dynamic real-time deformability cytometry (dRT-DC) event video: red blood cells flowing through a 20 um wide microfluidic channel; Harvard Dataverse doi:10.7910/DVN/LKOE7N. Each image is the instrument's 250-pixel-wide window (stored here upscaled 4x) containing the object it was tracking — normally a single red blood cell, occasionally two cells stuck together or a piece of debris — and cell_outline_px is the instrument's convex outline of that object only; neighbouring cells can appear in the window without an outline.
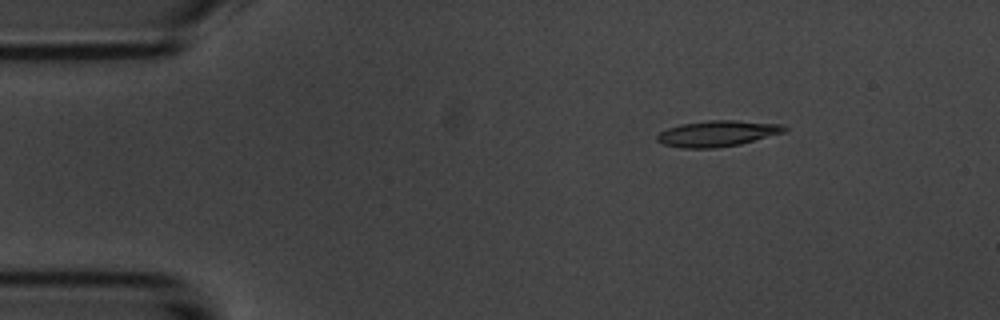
{"species": "common noctule bat (a hibernating species)", "species_latin": "Nyctalus noctula", "temperature_condition": "room temperature", "stored_images_in_passage": 6, "camera_frame_rate_fps": 3000, "um_per_image_px": 0.085, "animal": {"sex": "male", "body_mass_g": 20.1, "forearm_length_mm": 53.5}, "frame": {"image": 1, "passage_image": 3, "time_ms": 2.333, "image_size_px": [1000, 320], "cell_outline_px": [[788, 128], [784, 132], [740, 144], [716, 148], [680, 148], [664, 144], [656, 140], [656, 136], [660, 132], [668, 128], [680, 124], [708, 120], [736, 120], [784, 124]], "centroid_in_image_um": [60.98, 11.34], "position_along_channel_um": 24.0, "area_um2": 19.31}}
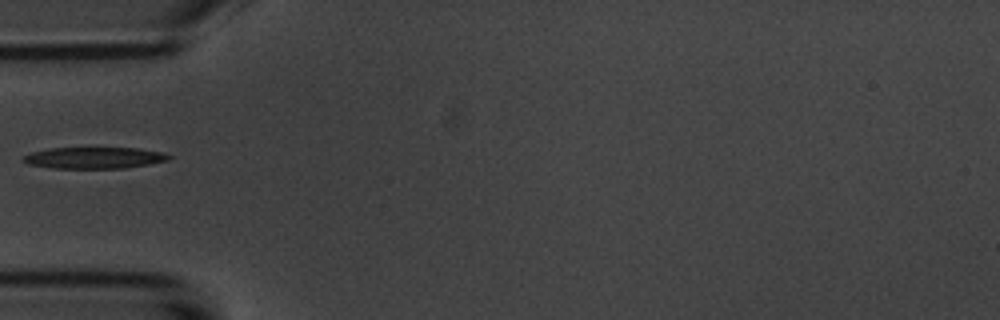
{"frame": {"image": 2, "passage_image": 6, "time_ms": 5.667, "image_size_px": [1000, 320], "cell_outline_px": [[172, 156], [168, 160], [148, 164], [124, 168], [56, 168], [28, 164], [20, 160], [24, 156], [32, 152], [52, 148], [136, 148], [164, 152]], "centroid_in_image_um": [8.02, 13.41], "position_along_channel_um": 77.0, "area_um2": 18.03}}